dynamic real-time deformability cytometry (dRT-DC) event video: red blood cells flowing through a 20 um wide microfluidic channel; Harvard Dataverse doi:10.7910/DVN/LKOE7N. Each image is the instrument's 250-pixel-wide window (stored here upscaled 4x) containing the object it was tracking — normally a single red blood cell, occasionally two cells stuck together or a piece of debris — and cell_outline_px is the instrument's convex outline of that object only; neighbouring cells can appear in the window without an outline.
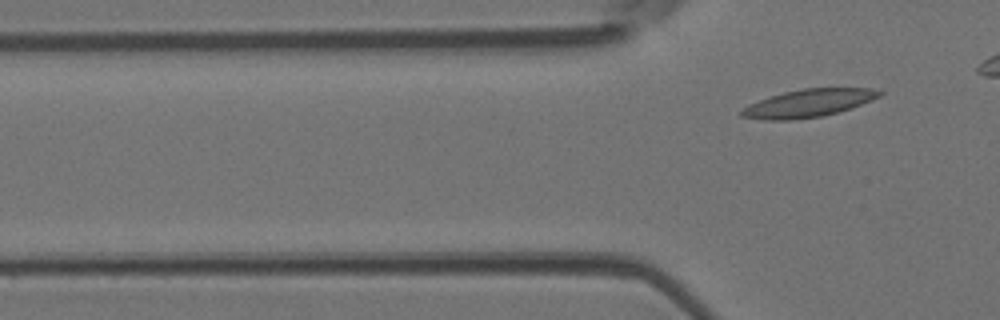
{"species": "Egyptian fruit bat (a non-hibernating species)", "species_latin": "Rousettus aegyptiacus", "temperature_condition": "room temperature", "stored_images_in_passage": 3, "camera_frame_rate_fps": 3000, "um_per_image_px": 0.085, "animal": {"sex": "female"}, "frame": {"image": 1, "passage_image": 3, "time_ms": 0.667, "image_size_px": [1000, 320], "cell_outline_px": [[884, 92], [880, 96], [872, 100], [852, 108], [824, 116], [792, 120], [764, 120], [740, 116], [740, 112], [748, 104], [784, 92], [804, 88], [872, 88]], "centroid_in_image_um": [68.74, 8.78], "position_along_channel_um": 57.1, "area_um2": 22.31}}